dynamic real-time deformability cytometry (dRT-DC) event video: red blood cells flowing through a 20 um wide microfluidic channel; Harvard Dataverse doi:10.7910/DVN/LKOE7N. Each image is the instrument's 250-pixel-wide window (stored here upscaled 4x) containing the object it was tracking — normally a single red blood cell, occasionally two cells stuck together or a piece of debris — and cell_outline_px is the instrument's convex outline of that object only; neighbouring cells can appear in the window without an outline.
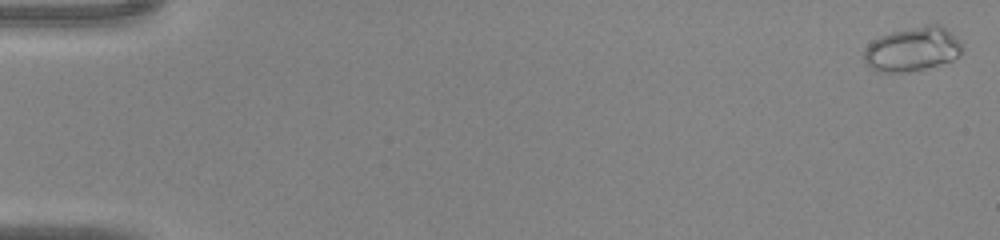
{"species": "common noctule bat (a hibernating species)", "species_latin": "Nyctalus noctula", "temperature_condition": "warm", "stored_images_in_passage": 45, "camera_frame_rate_fps": 3000, "um_per_image_px": 0.085, "animal": {"sex": "male", "body_mass_g": 20.0, "forearm_length_mm": 53.3}, "frame": {"image": 1, "passage_image": 1, "time_ms": 0.0, "image_size_px": [1000, 240], "cell_outline_px": [[960, 52], [952, 60], [924, 68], [908, 72], [880, 72], [872, 68], [864, 60], [864, 48], [872, 40], [880, 36], [892, 32], [928, 24], [940, 24], [960, 40]], "centroid_in_image_um": [77.52, 4.17], "position_along_channel_um": 7.5, "area_um2": 24.91}}
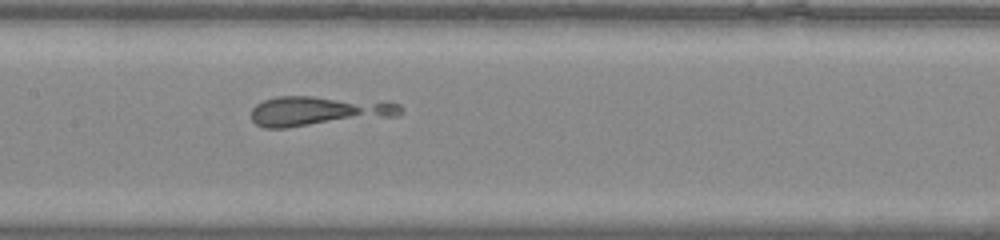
{"frame": {"image": 2, "passage_image": 23, "time_ms": 7.333, "image_size_px": [1000, 240], "cell_outline_px": [[404, 108], [400, 116], [288, 128], [264, 128], [256, 124], [252, 120], [252, 108], [256, 104], [264, 100], [276, 96], [312, 96], [388, 100], [400, 104]], "centroid_in_image_um": [27.18, 9.43], "position_along_channel_um": 180.2, "area_um2": 26.82}}
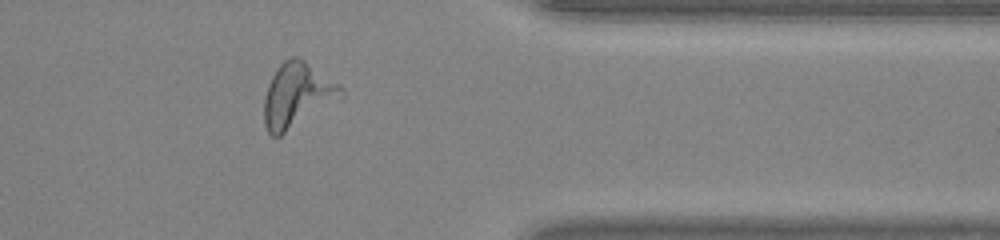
{"frame": {"image": 3, "passage_image": 37, "time_ms": 12.0, "image_size_px": [1000, 240], "cell_outline_px": [[344, 96], [280, 136], [272, 136], [268, 132], [264, 124], [264, 96], [268, 84], [276, 68], [288, 56], [300, 56], [344, 88]], "centroid_in_image_um": [25.24, 8.06], "position_along_channel_um": 386.2, "area_um2": 28.96}}